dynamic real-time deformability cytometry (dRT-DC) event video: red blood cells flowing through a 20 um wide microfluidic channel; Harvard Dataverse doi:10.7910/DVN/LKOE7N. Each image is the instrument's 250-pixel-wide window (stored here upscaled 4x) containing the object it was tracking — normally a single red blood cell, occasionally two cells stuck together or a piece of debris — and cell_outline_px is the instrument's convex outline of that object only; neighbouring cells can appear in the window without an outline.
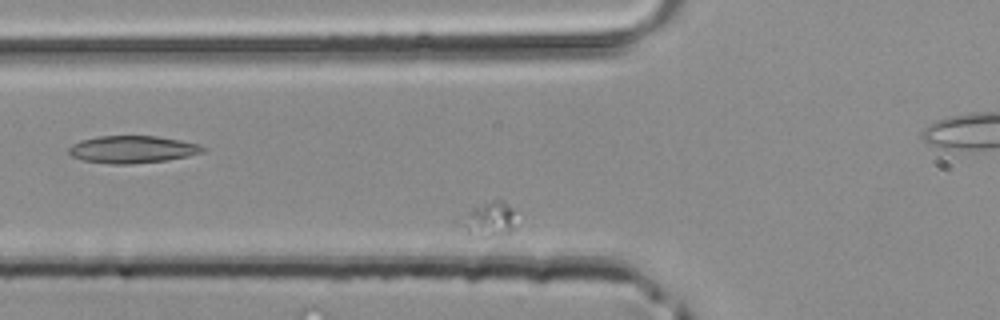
{"species": "common noctule bat (a hibernating species)", "species_latin": "Nyctalus noctula", "temperature_condition": "room temperature", "stored_images_in_passage": 25, "camera_frame_rate_fps": 3000, "um_per_image_px": 0.085, "animal": {"sex": "male", "body_mass_g": 20.4}, "frame": {"image": 1, "passage_image": 2, "time_ms": 0.333, "image_size_px": [1000, 320], "cell_outline_px": [[520, 212], [512, 232], [472, 240], [468, 240], [452, 220], [464, 212], [472, 208], [492, 200], [504, 200]], "centroid_in_image_um": [41.45, 18.7], "position_along_channel_um": 84.4, "area_um2": 13.06}}
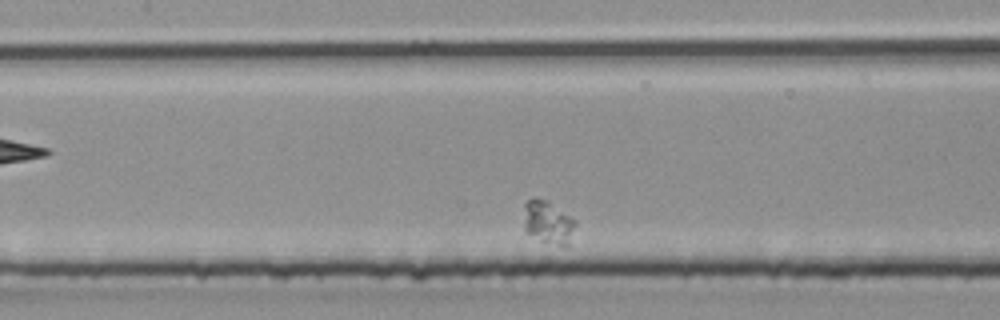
{"frame": {"image": 2, "passage_image": 8, "time_ms": 2.333, "image_size_px": [1000, 320], "cell_outline_px": [[576, 224], [568, 248], [544, 240], [524, 232], [524, 204], [532, 196], [548, 200], [576, 220]], "centroid_in_image_um": [46.59, 18.86], "position_along_channel_um": 160.8, "area_um2": 13.12}}
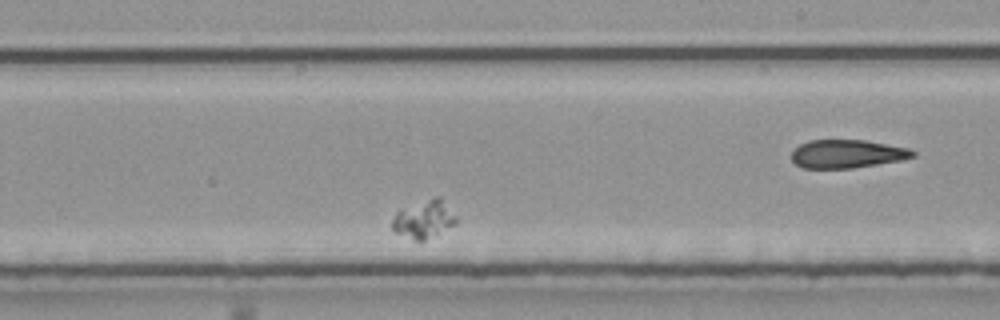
{"frame": {"image": 3, "passage_image": 15, "time_ms": 4.667, "image_size_px": [1000, 320], "cell_outline_px": [[456, 220], [452, 224], [420, 244], [396, 232], [392, 228], [392, 220], [396, 212], [400, 208], [436, 196], [440, 196], [456, 216]], "centroid_in_image_um": [35.98, 18.64], "position_along_channel_um": 253.0, "area_um2": 14.1}}